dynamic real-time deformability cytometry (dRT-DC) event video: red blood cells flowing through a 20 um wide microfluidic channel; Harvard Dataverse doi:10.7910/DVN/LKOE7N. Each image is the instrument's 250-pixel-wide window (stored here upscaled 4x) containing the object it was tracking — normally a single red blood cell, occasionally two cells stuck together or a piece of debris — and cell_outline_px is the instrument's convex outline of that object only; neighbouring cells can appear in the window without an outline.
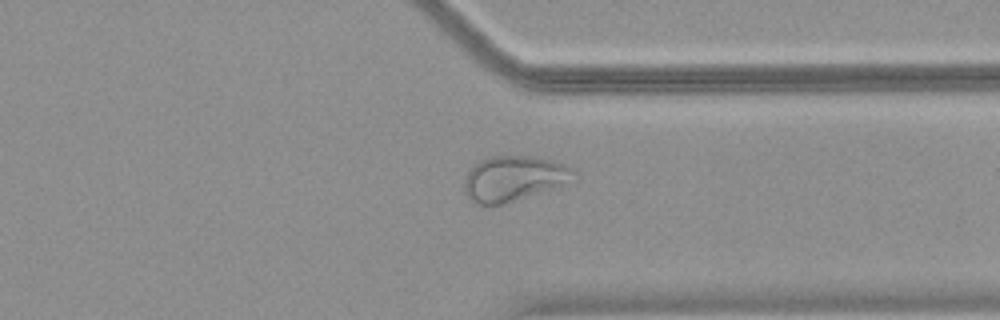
{"species": "common noctule bat (a hibernating species)", "species_latin": "Nyctalus noctula", "temperature_condition": "warm", "stored_images_in_passage": 51, "camera_frame_rate_fps": 3000, "um_per_image_px": 0.085, "animal": {"sex": "female", "body_mass_g": 18.4}, "frame": {"image": 1, "passage_image": 40, "time_ms": 13.0, "image_size_px": [1000, 320], "cell_outline_px": [[576, 180], [552, 188], [500, 204], [476, 204], [468, 200], [464, 192], [464, 180], [468, 172], [480, 160], [492, 156], [532, 156], [552, 160], [576, 168]], "centroid_in_image_um": [43.69, 15.15], "position_along_channel_um": 367.7, "area_um2": 28.73}}
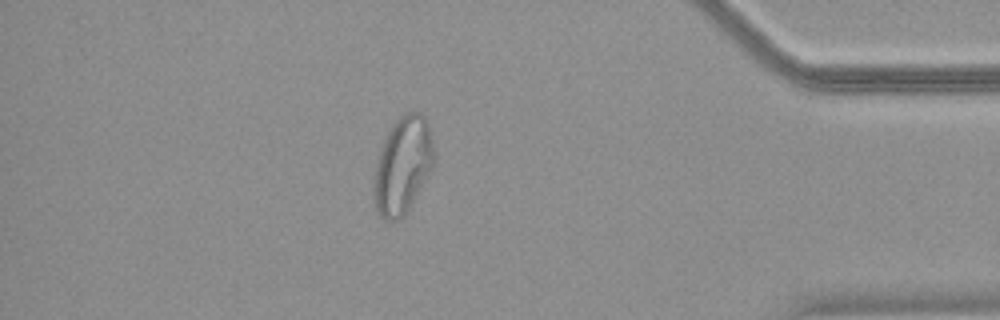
{"frame": {"image": 2, "passage_image": 45, "time_ms": 14.667, "image_size_px": [1000, 320], "cell_outline_px": [[436, 160], [432, 168], [404, 216], [400, 220], [384, 220], [376, 212], [372, 200], [372, 188], [376, 156], [392, 124], [400, 116], [408, 112], [420, 112], [428, 120]], "centroid_in_image_um": [34.2, 14.07], "position_along_channel_um": 401.0, "area_um2": 34.56}}